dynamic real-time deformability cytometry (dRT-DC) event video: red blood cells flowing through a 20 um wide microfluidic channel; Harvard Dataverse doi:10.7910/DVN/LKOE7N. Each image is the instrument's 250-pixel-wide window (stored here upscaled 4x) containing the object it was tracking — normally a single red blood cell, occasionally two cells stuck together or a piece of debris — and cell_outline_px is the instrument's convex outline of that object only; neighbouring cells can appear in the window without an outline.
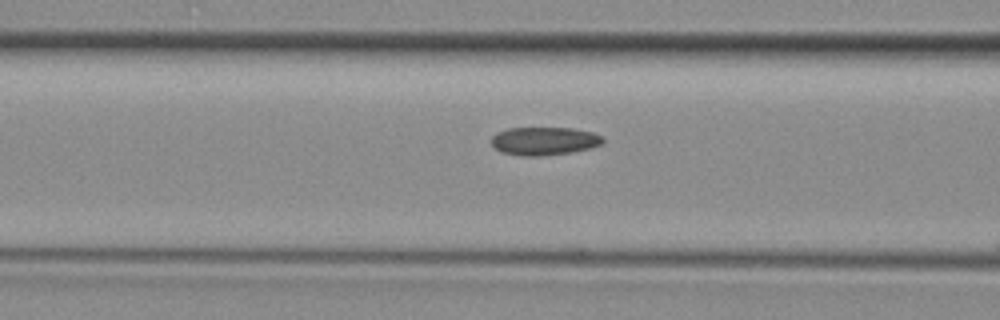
{"species": "common noctule bat (a hibernating species)", "species_latin": "Nyctalus noctula", "temperature_condition": "room temperature", "stored_images_in_passage": 9, "camera_frame_rate_fps": 3000, "um_per_image_px": 0.085, "animal": {"sex": "female", "body_mass_g": 29.2, "forearm_length_mm": 56.3}, "frame": {"image": 1, "passage_image": 8, "time_ms": 2.333, "image_size_px": [1000, 320], "cell_outline_px": [[604, 144], [592, 148], [572, 152], [540, 156], [520, 156], [500, 152], [492, 144], [492, 136], [496, 132], [508, 128], [572, 128], [592, 132], [604, 136]], "centroid_in_image_um": [46.29, 11.99], "position_along_channel_um": 120.3, "area_um2": 18.55}}